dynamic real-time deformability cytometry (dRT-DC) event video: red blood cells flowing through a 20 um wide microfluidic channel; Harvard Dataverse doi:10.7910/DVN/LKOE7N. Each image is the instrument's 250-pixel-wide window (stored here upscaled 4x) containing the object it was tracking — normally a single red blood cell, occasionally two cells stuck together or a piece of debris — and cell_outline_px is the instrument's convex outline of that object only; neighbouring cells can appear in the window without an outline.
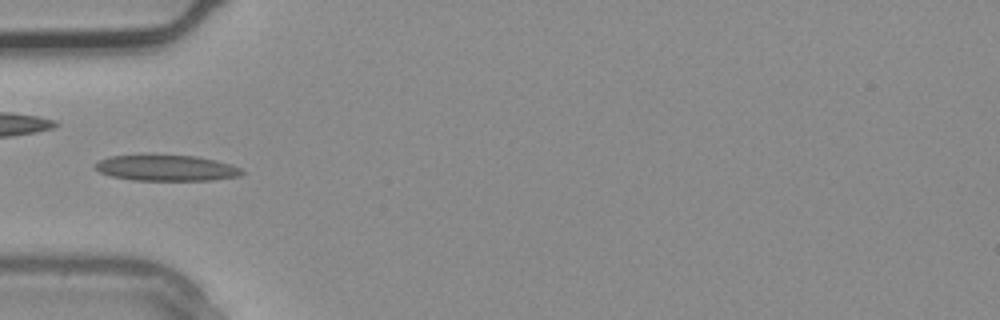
{"species": "common noctule bat (a hibernating species)", "species_latin": "Nyctalus noctula", "temperature_condition": "warm", "stored_images_in_passage": 3, "camera_frame_rate_fps": 3000, "um_per_image_px": 0.085, "animal": {"sex": "male", "body_mass_g": 20.4}, "frame": {"image": 1, "passage_image": 3, "time_ms": 0.667, "image_size_px": [1000, 320], "cell_outline_px": [[244, 172], [240, 176], [212, 180], [132, 180], [112, 176], [100, 172], [92, 168], [92, 164], [108, 156], [144, 152], [148, 152], [196, 156], [232, 164], [240, 168]], "centroid_in_image_um": [14.04, 14.22], "position_along_channel_um": 71.0, "area_um2": 23.24}}